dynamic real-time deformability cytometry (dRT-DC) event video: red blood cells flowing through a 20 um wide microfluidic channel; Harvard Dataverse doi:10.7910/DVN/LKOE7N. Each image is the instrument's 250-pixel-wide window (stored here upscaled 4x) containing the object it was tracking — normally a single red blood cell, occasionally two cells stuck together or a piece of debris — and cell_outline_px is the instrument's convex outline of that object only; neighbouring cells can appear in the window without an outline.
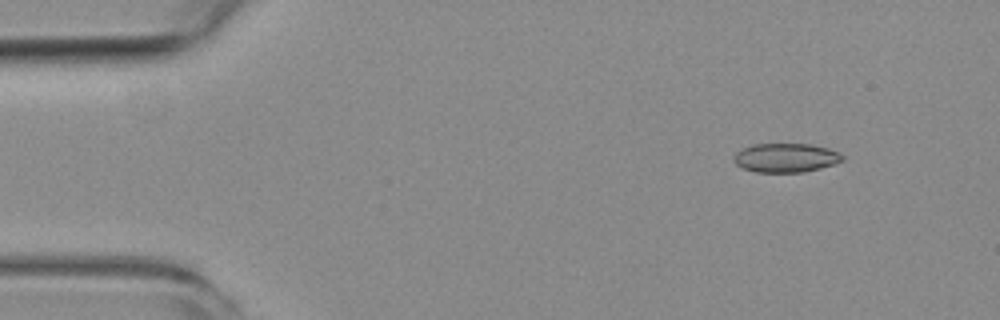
{"species": "common noctule bat (a hibernating species)", "species_latin": "Nyctalus noctula", "temperature_condition": "room temperature", "stored_images_in_passage": 4, "camera_frame_rate_fps": 3000, "um_per_image_px": 0.085, "animal": {"sex": "female", "body_mass_g": 19.3, "forearm_length_mm": 54.1}, "frame": {"image": 1, "passage_image": 2, "time_ms": 1.0, "image_size_px": [1000, 320], "cell_outline_px": [[844, 160], [820, 168], [804, 172], [756, 172], [744, 168], [736, 164], [732, 160], [732, 156], [736, 152], [752, 144], [812, 144], [828, 148], [840, 152], [844, 156]], "centroid_in_image_um": [66.79, 13.4], "position_along_channel_um": 18.2, "area_um2": 18.44}}
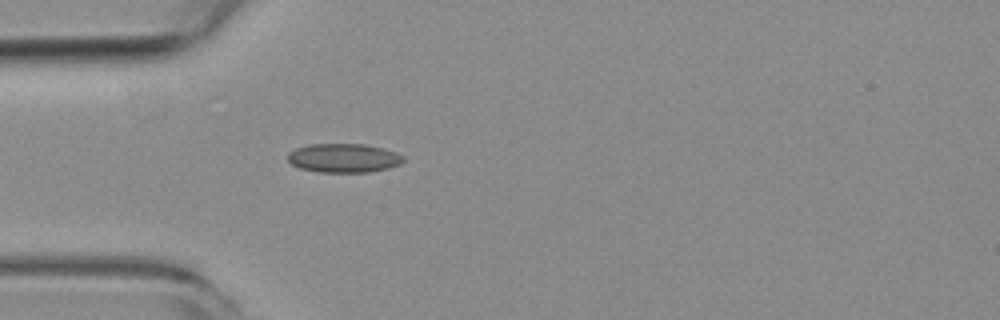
{"frame": {"image": 2, "passage_image": 4, "time_ms": 4.333, "image_size_px": [1000, 320], "cell_outline_px": [[404, 160], [400, 164], [388, 168], [368, 172], [320, 172], [300, 168], [292, 164], [288, 160], [288, 152], [296, 148], [312, 144], [364, 144], [396, 152], [404, 156]], "centroid_in_image_um": [29.21, 13.43], "position_along_channel_um": 55.8, "area_um2": 19.36}}